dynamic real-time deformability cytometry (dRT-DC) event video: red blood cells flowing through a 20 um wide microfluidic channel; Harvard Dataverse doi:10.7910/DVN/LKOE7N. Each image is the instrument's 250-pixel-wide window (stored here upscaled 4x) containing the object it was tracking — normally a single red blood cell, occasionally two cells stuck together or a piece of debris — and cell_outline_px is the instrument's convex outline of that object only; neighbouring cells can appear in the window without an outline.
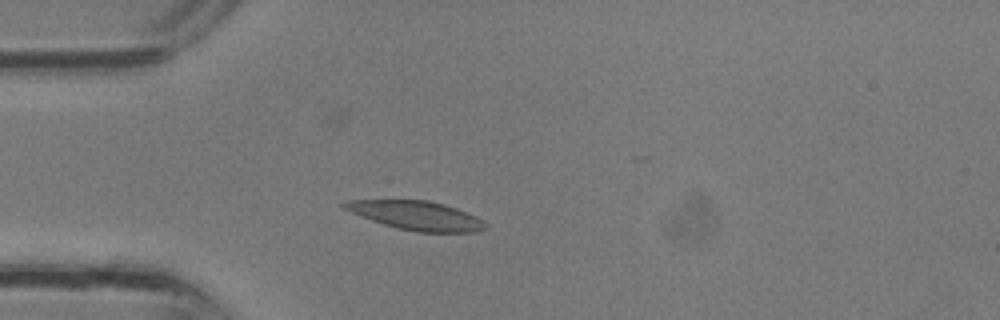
{"species": "common noctule bat (a hibernating species)", "species_latin": "Nyctalus noctula", "temperature_condition": "room temperature", "stored_images_in_passage": 28, "camera_frame_rate_fps": 3000, "um_per_image_px": 0.085, "animal": {"sex": "male", "body_mass_g": 13.3}, "frame": {"image": 1, "passage_image": 6, "time_ms": 1.667, "image_size_px": [1000, 320], "cell_outline_px": [[488, 228], [472, 232], [416, 232], [384, 224], [360, 216], [344, 208], [340, 204], [348, 200], [428, 200], [444, 204], [456, 208], [476, 216], [484, 220], [488, 224]], "centroid_in_image_um": [35.43, 18.31], "position_along_channel_um": 49.6, "area_um2": 23.64}}
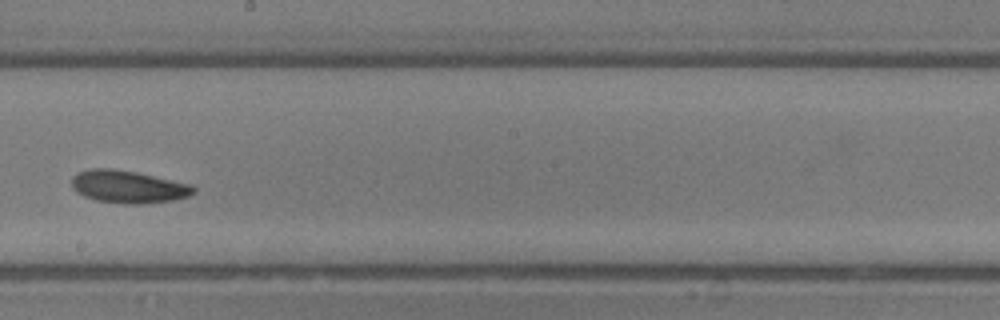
{"frame": {"image": 2, "passage_image": 16, "time_ms": 5.0, "image_size_px": [1000, 320], "cell_outline_px": [[196, 192], [188, 196], [172, 200], [140, 204], [124, 204], [96, 200], [84, 196], [76, 192], [72, 188], [72, 176], [76, 172], [88, 168], [112, 168], [136, 172], [192, 184], [196, 188]], "centroid_in_image_um": [10.87, 15.86], "position_along_channel_um": 237.3, "area_um2": 23.35}}
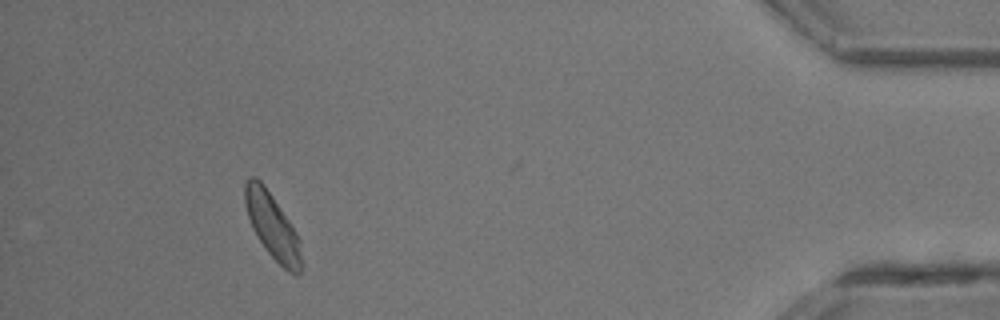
{"frame": {"image": 3, "passage_image": 28, "time_ms": 9.0, "image_size_px": [1000, 320], "cell_outline_px": [[304, 268], [296, 276], [288, 272], [268, 252], [256, 236], [252, 228], [244, 204], [244, 184], [248, 176], [256, 176], [264, 184], [296, 232], [300, 240], [304, 264]], "centroid_in_image_um": [23.17, 19.24], "position_along_channel_um": 412.0, "area_um2": 21.79}}